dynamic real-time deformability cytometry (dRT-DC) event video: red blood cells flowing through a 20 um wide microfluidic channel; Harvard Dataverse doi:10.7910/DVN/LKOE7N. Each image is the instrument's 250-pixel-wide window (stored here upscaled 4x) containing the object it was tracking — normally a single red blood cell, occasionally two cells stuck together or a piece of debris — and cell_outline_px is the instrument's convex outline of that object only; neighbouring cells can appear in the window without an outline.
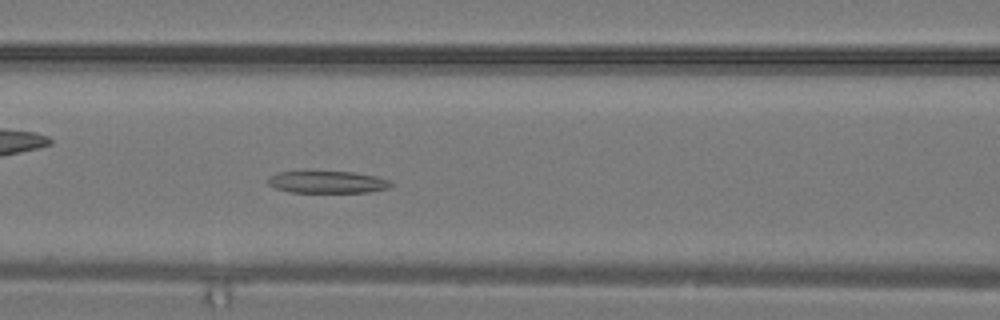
{"species": "common noctule bat (a hibernating species)", "species_latin": "Nyctalus noctula", "temperature_condition": "warm", "stored_images_in_passage": 29, "camera_frame_rate_fps": 3000, "um_per_image_px": 0.085, "animal": {"sex": "male", "body_mass_g": 19.2, "forearm_length_mm": 51.8}, "frame": {"image": 1, "passage_image": 11, "time_ms": 3.333, "image_size_px": [1000, 320], "cell_outline_px": [[396, 184], [388, 188], [368, 192], [288, 192], [276, 188], [268, 184], [268, 176], [280, 172], [352, 172], [376, 176], [392, 180]], "centroid_in_image_um": [27.89, 15.48], "position_along_channel_um": 138.7, "area_um2": 15.84}}
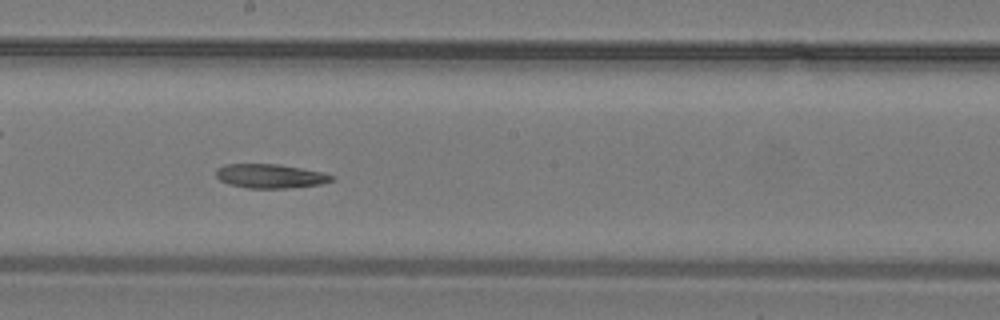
{"frame": {"image": 2, "passage_image": 15, "time_ms": 4.667, "image_size_px": [1000, 320], "cell_outline_px": [[336, 180], [320, 184], [292, 188], [248, 188], [228, 184], [220, 180], [216, 176], [216, 168], [224, 164], [280, 164], [324, 172], [336, 176]], "centroid_in_image_um": [23.01, 14.96], "position_along_channel_um": 225.2, "area_um2": 16.53}}
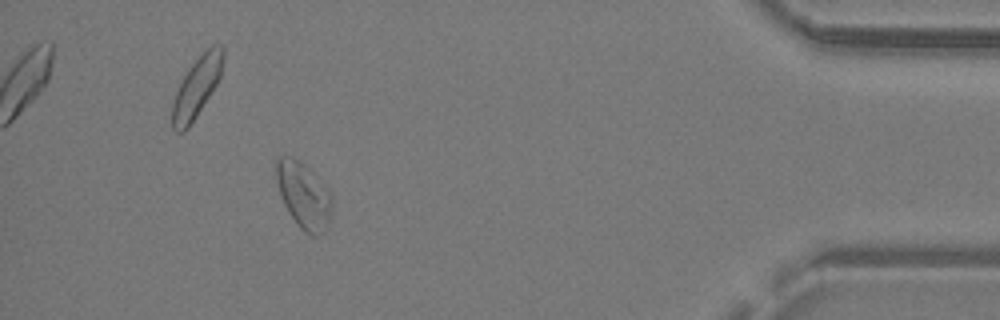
{"frame": {"image": 3, "passage_image": 26, "time_ms": 8.333, "image_size_px": [1000, 320], "cell_outline_px": [[332, 212], [324, 232], [316, 236], [312, 236], [304, 232], [296, 224], [288, 212], [280, 196], [276, 180], [276, 156], [292, 156], [300, 160], [308, 168], [328, 192], [332, 200]], "centroid_in_image_um": [25.77, 16.62], "position_along_channel_um": 409.4, "area_um2": 21.39}}